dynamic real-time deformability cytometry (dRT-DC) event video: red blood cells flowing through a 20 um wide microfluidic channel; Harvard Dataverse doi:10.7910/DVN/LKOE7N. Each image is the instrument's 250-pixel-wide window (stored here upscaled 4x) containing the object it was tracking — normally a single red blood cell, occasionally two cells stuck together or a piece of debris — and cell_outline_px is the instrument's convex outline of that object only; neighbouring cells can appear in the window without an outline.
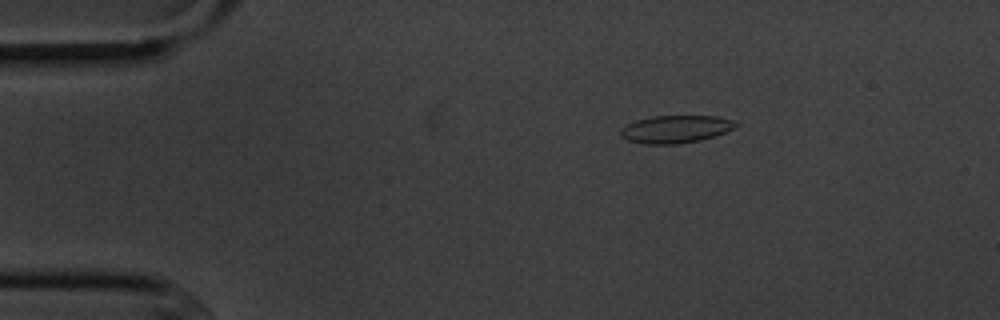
{"species": "common noctule bat (a hibernating species)", "species_latin": "Nyctalus noctula", "temperature_condition": "cold", "stored_images_in_passage": 5, "camera_frame_rate_fps": 3000, "um_per_image_px": 0.085, "animal": {"sex": "male", "body_mass_g": 20.1, "forearm_length_mm": 53.5}, "frame": {"image": 1, "passage_image": 3, "time_ms": 2.667, "image_size_px": [1000, 320], "cell_outline_px": [[740, 124], [736, 128], [716, 136], [700, 140], [676, 144], [644, 144], [628, 140], [620, 136], [620, 132], [628, 124], [636, 120], [652, 116], [716, 116], [732, 120]], "centroid_in_image_um": [57.47, 10.98], "position_along_channel_um": 27.5, "area_um2": 18.55}}